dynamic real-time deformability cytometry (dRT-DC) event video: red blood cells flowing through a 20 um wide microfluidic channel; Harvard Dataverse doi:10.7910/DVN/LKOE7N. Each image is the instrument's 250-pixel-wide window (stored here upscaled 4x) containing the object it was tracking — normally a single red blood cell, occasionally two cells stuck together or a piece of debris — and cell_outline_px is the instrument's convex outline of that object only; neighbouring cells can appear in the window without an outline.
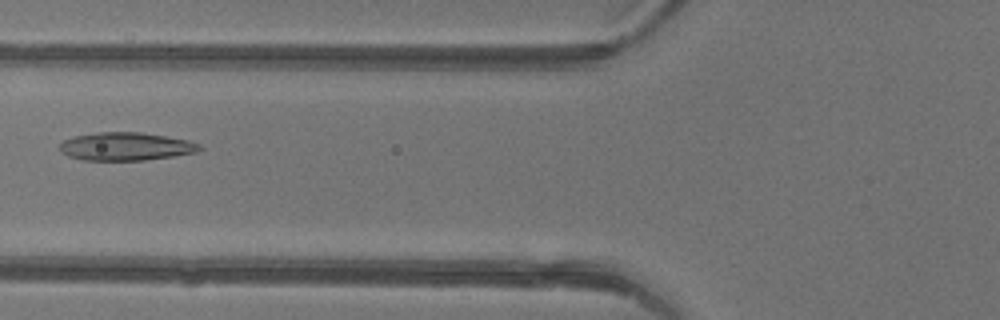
{"species": "common noctule bat (a hibernating species)", "species_latin": "Nyctalus noctula", "temperature_condition": "warm", "stored_images_in_passage": 38, "camera_frame_rate_fps": 3000, "um_per_image_px": 0.085, "animal": {"sex": "female"}, "frame": {"image": 1, "passage_image": 10, "time_ms": 3.0, "image_size_px": [1000, 320], "cell_outline_px": [[204, 148], [196, 152], [172, 156], [144, 160], [84, 160], [68, 156], [60, 152], [60, 144], [64, 140], [76, 136], [96, 132], [140, 132], [188, 140], [200, 144]], "centroid_in_image_um": [10.69, 12.45], "position_along_channel_um": 115.1, "area_um2": 22.77}}
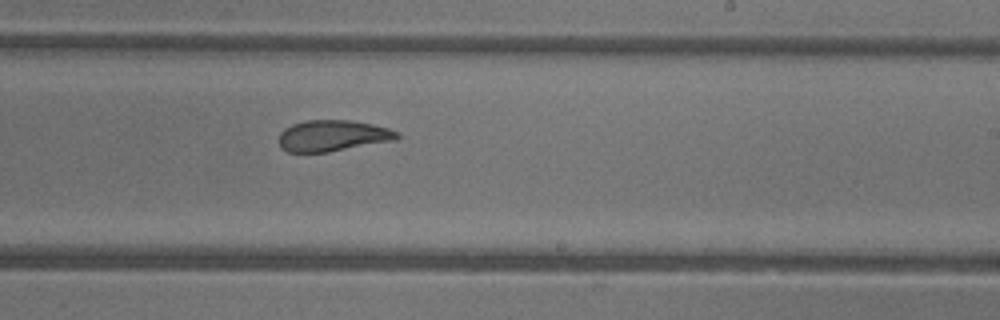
{"frame": {"image": 2, "passage_image": 20, "time_ms": 6.333, "image_size_px": [1000, 320], "cell_outline_px": [[400, 136], [396, 140], [328, 152], [288, 152], [280, 148], [276, 140], [280, 132], [284, 128], [292, 124], [304, 120], [352, 120], [372, 124], [388, 128], [400, 132]], "centroid_in_image_um": [28.24, 11.53], "position_along_channel_um": 260.8, "area_um2": 21.85}}
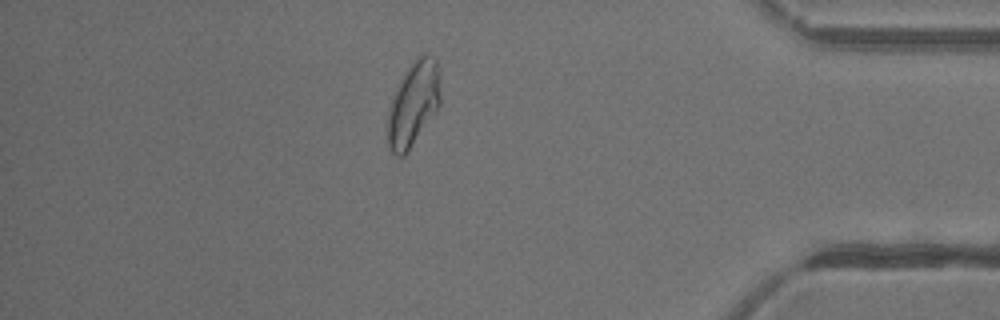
{"frame": {"image": 3, "passage_image": 32, "time_ms": 10.333, "image_size_px": [1000, 320], "cell_outline_px": [[440, 104], [408, 152], [404, 156], [396, 156], [388, 148], [388, 108], [396, 84], [408, 64], [416, 56], [424, 52], [428, 52], [436, 60], [440, 72]], "centroid_in_image_um": [35.12, 8.75], "position_along_channel_um": 400.1, "area_um2": 26.65}, "authors_computed_cell_mechanics": {"area_um2": 23.2067, "velocity_mm_per_s": 4.3786, "shape_relaxation_time_tau1_ms": 5.1827, "shape_relaxation_time_tau2_ms": 1.6484, "deformation_change_tau1": 0.1694, "deformation_change_tau2": 0.0807}}